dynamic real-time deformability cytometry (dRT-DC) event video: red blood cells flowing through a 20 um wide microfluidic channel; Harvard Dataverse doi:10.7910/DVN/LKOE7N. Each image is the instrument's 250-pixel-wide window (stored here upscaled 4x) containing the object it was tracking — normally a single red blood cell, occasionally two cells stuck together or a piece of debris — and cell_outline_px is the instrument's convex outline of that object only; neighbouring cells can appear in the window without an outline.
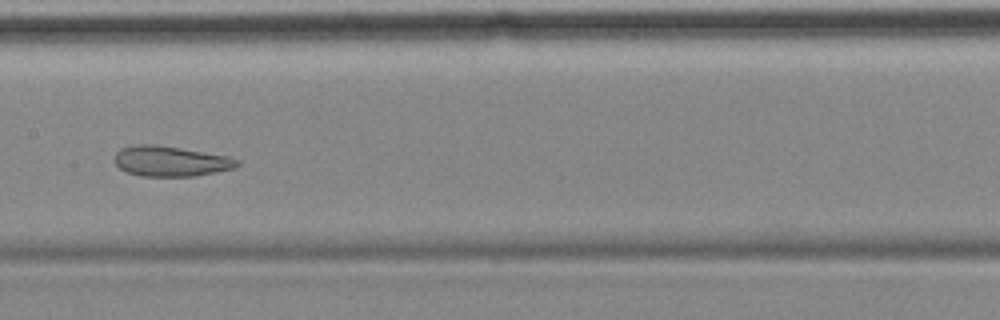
{"species": "common noctule bat (a hibernating species)", "species_latin": "Nyctalus noctula", "temperature_condition": "cold", "stored_images_in_passage": 9, "camera_frame_rate_fps": 3000, "um_per_image_px": 0.085, "animal": {"sex": "female", "body_mass_g": 18.4}, "frame": {"image": 1, "passage_image": 7, "time_ms": 7.333, "image_size_px": [1000, 320], "cell_outline_px": [[240, 164], [236, 168], [196, 176], [144, 176], [128, 172], [120, 168], [116, 164], [116, 152], [120, 148], [136, 144], [156, 144], [228, 156], [240, 160]], "centroid_in_image_um": [14.54, 13.7], "position_along_channel_um": 192.9, "area_um2": 21.62}}
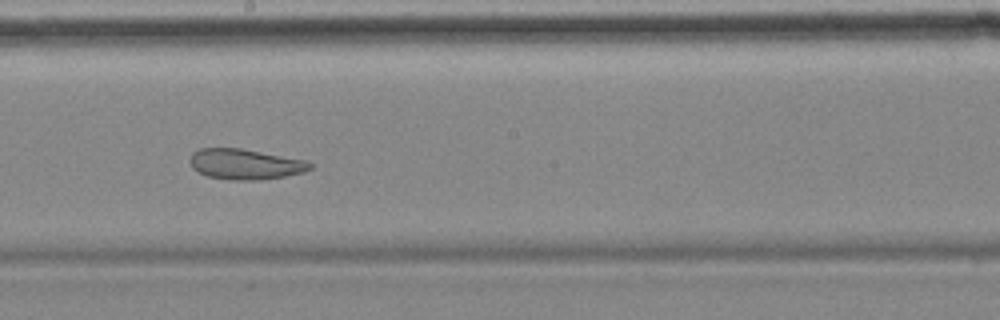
{"frame": {"image": 2, "passage_image": 8, "time_ms": 8.333, "image_size_px": [1000, 320], "cell_outline_px": [[312, 168], [304, 172], [284, 176], [260, 180], [232, 180], [208, 176], [192, 168], [188, 160], [192, 152], [200, 148], [240, 148], [304, 160], [312, 164]], "centroid_in_image_um": [20.8, 13.95], "position_along_channel_um": 227.4, "area_um2": 21.21}}